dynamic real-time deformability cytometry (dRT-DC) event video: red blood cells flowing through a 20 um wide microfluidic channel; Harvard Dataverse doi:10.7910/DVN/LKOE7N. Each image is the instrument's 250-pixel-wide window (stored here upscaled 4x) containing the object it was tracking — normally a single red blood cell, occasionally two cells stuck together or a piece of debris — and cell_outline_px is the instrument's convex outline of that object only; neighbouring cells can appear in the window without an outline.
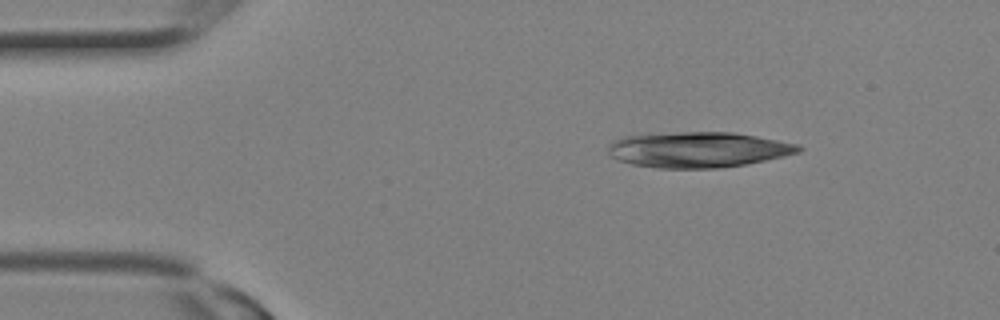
{"species": "Egyptian fruit bat (a non-hibernating species)", "species_latin": "Rousettus aegyptiacus", "temperature_condition": "room temperature", "stored_images_in_passage": 2, "camera_frame_rate_fps": 3000, "um_per_image_px": 0.085, "animal": {"sex": "female"}, "frame": {"image": 1, "passage_image": 2, "time_ms": 0.333, "image_size_px": [1000, 320], "cell_outline_px": [[804, 148], [800, 152], [784, 156], [744, 164], [720, 168], [656, 168], [632, 164], [620, 160], [612, 156], [608, 152], [608, 144], [612, 140], [624, 136], [640, 132], [732, 132], [756, 136], [800, 144]], "centroid_in_image_um": [59.29, 12.7], "position_along_channel_um": 25.7, "area_um2": 40.0}}